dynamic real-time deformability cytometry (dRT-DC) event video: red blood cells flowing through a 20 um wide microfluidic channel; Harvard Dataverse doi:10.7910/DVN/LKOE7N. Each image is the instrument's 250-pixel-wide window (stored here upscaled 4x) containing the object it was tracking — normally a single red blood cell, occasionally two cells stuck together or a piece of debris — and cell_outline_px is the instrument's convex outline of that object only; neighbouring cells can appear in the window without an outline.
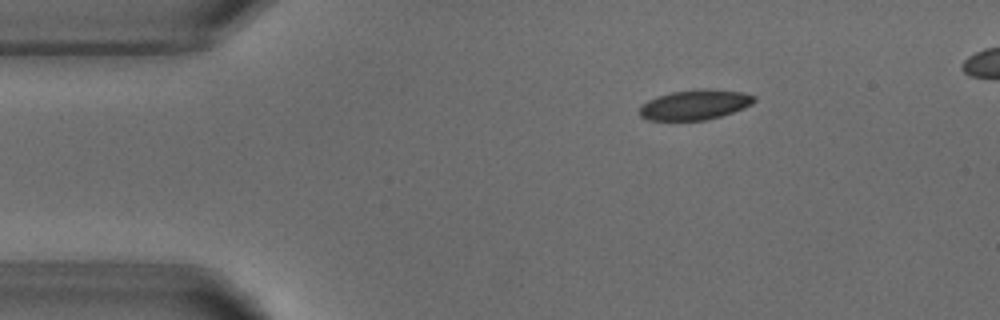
{"species": "common noctule bat (a hibernating species)", "species_latin": "Nyctalus noctula", "temperature_condition": "warm", "stored_images_in_passage": 3, "segment_of_instrument_passage": [1, 2], "camera_frame_rate_fps": 3000, "um_per_image_px": 0.085, "animal": {"sex": "male", "body_mass_g": 18.8}, "frame": {"image": 1, "passage_image": 1, "time_ms": 0.0, "image_size_px": [1000, 320], "cell_outline_px": [[756, 100], [752, 104], [744, 108], [708, 120], [648, 120], [640, 116], [640, 108], [648, 100], [656, 96], [672, 92], [700, 88], [704, 88], [744, 92], [756, 96]], "centroid_in_image_um": [59.1, 8.89], "position_along_channel_um": 25.9, "area_um2": 20.11}}